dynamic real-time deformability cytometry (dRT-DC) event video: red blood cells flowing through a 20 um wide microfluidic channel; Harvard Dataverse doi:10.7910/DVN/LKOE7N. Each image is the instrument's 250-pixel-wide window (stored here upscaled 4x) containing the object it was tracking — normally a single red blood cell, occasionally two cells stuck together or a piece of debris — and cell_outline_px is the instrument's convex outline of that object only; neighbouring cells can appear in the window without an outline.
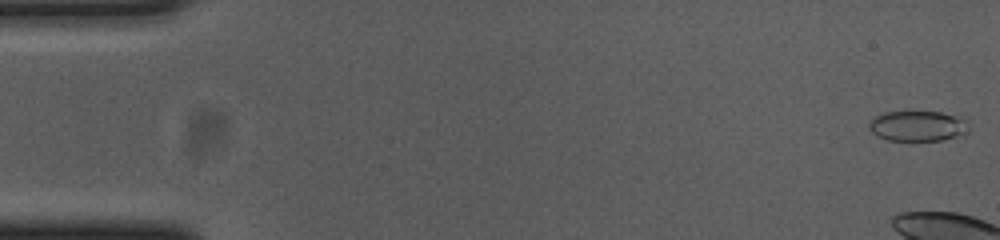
{"species": "common noctule bat (a hibernating species)", "species_latin": "Nyctalus noctula", "temperature_condition": "cold", "stored_images_in_passage": 9, "camera_frame_rate_fps": 3000, "um_per_image_px": 0.085, "animal": {"sex": "female", "body_mass_g": 23.0, "forearm_length_mm": 53.4}, "frame": {"image": 1, "passage_image": 1, "time_ms": 0.0, "image_size_px": [1000, 240], "cell_outline_px": [[972, 128], [968, 132], [944, 140], [888, 140], [876, 136], [868, 128], [868, 124], [876, 116], [884, 112], [940, 112], [964, 116], [968, 120]], "centroid_in_image_um": [78.09, 10.7], "position_along_channel_um": 6.9, "area_um2": 17.98}}